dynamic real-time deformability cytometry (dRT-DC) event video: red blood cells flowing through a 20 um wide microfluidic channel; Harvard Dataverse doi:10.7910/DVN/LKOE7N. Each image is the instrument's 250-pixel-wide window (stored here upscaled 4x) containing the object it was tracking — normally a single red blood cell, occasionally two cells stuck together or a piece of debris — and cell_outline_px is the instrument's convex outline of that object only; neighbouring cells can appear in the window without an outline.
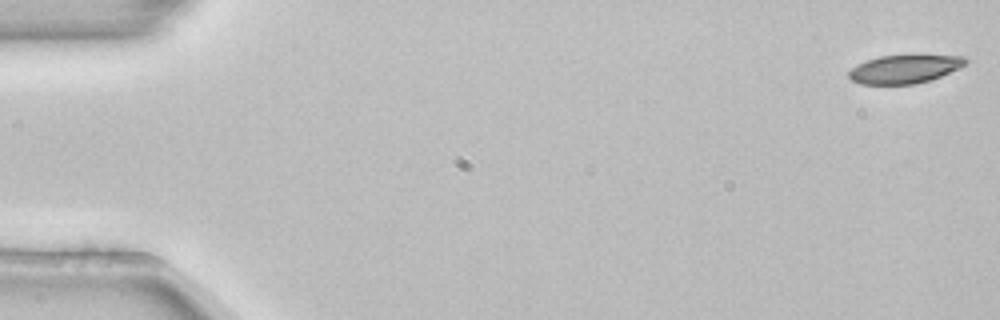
{"species": "common noctule bat (a hibernating species)", "species_latin": "Nyctalus noctula", "temperature_condition": "room temperature", "stored_images_in_passage": 7, "camera_frame_rate_fps": 3000, "um_per_image_px": 0.085, "animal": {"sex": "female", "body_mass_g": 22.7, "forearm_length_mm": 54.2}, "frame": {"image": 1, "passage_image": 1, "time_ms": 0.0, "image_size_px": [1000, 320], "cell_outline_px": [[968, 64], [960, 68], [940, 76], [916, 84], [860, 84], [852, 80], [848, 76], [848, 72], [856, 64], [880, 56], [964, 56], [968, 60]], "centroid_in_image_um": [76.88, 5.88], "position_along_channel_um": 8.1, "area_um2": 19.07}}
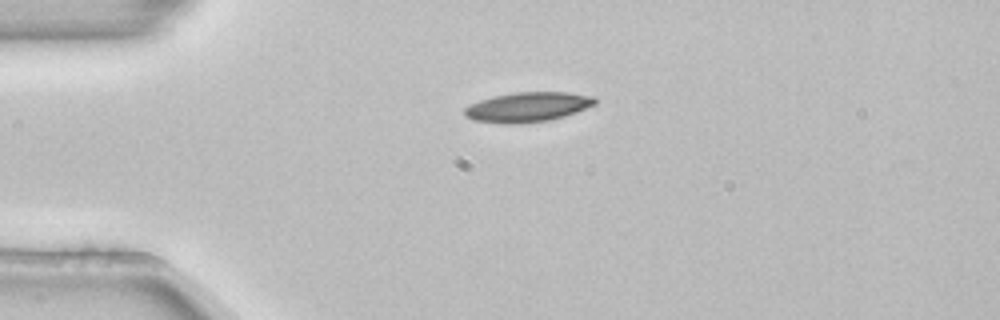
{"frame": {"image": 2, "passage_image": 4, "time_ms": 1.0, "image_size_px": [1000, 320], "cell_outline_px": [[596, 104], [576, 112], [564, 116], [548, 120], [516, 124], [508, 124], [472, 120], [464, 116], [464, 108], [480, 100], [492, 96], [512, 92], [568, 92], [592, 96], [596, 100]], "centroid_in_image_um": [44.83, 9.09], "position_along_channel_um": 40.2, "area_um2": 22.6}}